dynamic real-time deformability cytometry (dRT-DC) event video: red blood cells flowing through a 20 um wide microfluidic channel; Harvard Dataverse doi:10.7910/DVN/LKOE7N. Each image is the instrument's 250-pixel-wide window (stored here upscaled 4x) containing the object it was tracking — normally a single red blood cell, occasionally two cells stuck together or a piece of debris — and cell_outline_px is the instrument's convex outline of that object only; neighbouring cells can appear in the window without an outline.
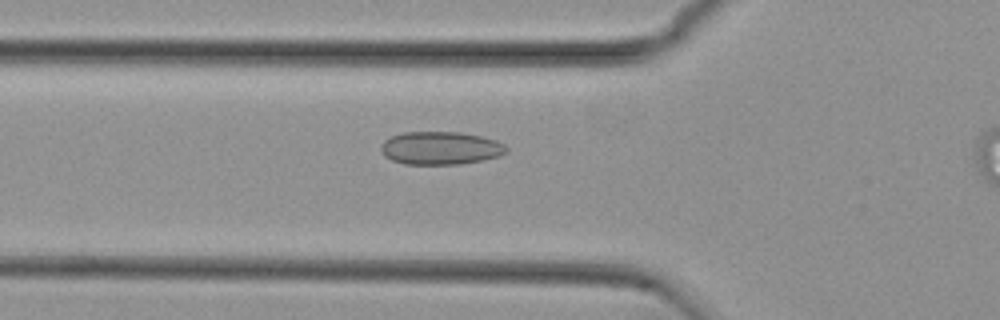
{"species": "common noctule bat (a hibernating species)", "species_latin": "Nyctalus noctula", "temperature_condition": "cold", "stored_images_in_passage": 44, "camera_frame_rate_fps": 3000, "um_per_image_px": 0.085, "animal": {"sex": "female", "body_mass_g": 29.2, "forearm_length_mm": 56.3}, "frame": {"image": 1, "passage_image": 14, "time_ms": 4.333, "image_size_px": [1000, 320], "cell_outline_px": [[508, 152], [500, 156], [460, 164], [404, 164], [392, 160], [384, 156], [380, 148], [380, 144], [384, 140], [392, 136], [404, 132], [460, 132], [480, 136], [496, 140], [504, 144], [508, 148]], "centroid_in_image_um": [37.44, 12.58], "position_along_channel_um": 88.4, "area_um2": 24.22}}
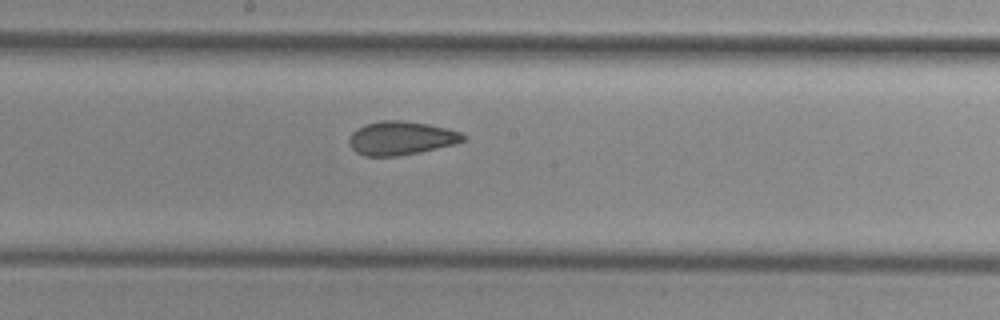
{"frame": {"image": 2, "passage_image": 24, "time_ms": 7.667, "image_size_px": [1000, 320], "cell_outline_px": [[464, 140], [456, 144], [420, 152], [396, 156], [364, 156], [356, 152], [348, 144], [348, 136], [356, 128], [364, 124], [380, 120], [400, 120], [428, 124], [448, 128], [460, 132], [464, 136]], "centroid_in_image_um": [34.04, 11.73], "position_along_channel_um": 214.2, "area_um2": 22.54}}
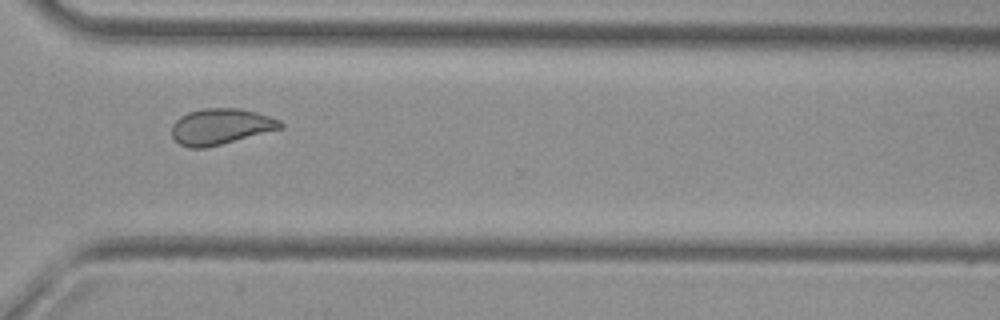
{"frame": {"image": 3, "passage_image": 35, "time_ms": 11.333, "image_size_px": [1000, 320], "cell_outline_px": [[284, 128], [204, 148], [188, 148], [180, 144], [172, 136], [172, 124], [180, 116], [188, 112], [204, 108], [240, 108], [256, 112], [280, 120], [284, 124]], "centroid_in_image_um": [18.76, 10.75], "position_along_channel_um": 351.8, "area_um2": 22.72}, "authors_computed_cell_mechanics": {"area_um2": 23.1489, "velocity_mm_per_s": 3.7561, "shape_relaxation_time_tau1_ms": null, "shape_relaxation_time_tau2_ms": 1.5919, "deformation_change_tau1": null, "deformation_change_tau2": 0.0704}}